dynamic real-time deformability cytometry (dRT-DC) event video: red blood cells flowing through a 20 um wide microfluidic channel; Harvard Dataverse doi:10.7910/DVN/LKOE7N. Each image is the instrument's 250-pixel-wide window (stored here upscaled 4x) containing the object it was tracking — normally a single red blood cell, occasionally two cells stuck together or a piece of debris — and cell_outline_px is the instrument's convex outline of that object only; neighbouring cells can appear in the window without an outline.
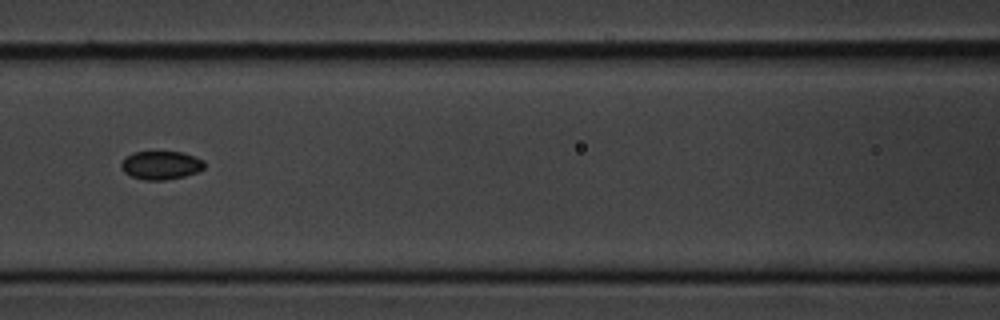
{"species": "common noctule bat (a hibernating species)", "species_latin": "Nyctalus noctula", "temperature_condition": "cold", "stored_images_in_passage": 11, "camera_frame_rate_fps": 3000, "um_per_image_px": 0.085, "animal": {"sex": "male", "body_mass_g": 20.1, "forearm_length_mm": 53.5}, "frame": {"image": 1, "passage_image": 7, "time_ms": 8.0, "image_size_px": [1000, 320], "cell_outline_px": [[204, 168], [196, 172], [184, 176], [164, 180], [144, 180], [132, 176], [124, 172], [120, 168], [120, 164], [132, 152], [184, 152], [204, 160]], "centroid_in_image_um": [13.68, 14.04], "position_along_channel_um": 152.9, "area_um2": 13.7}}
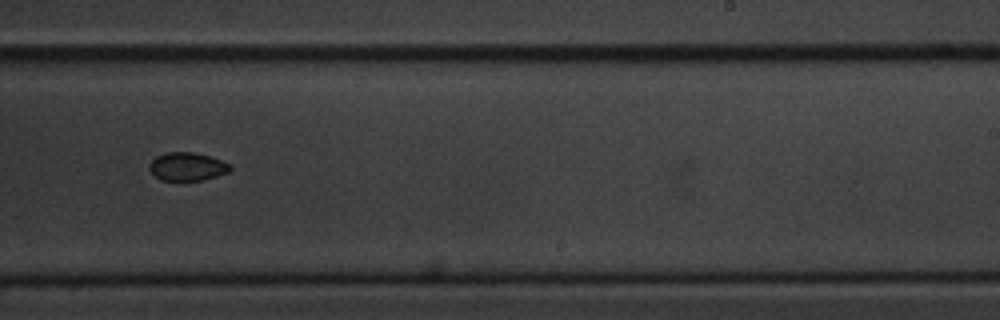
{"frame": {"image": 2, "passage_image": 10, "time_ms": 11.333, "image_size_px": [1000, 320], "cell_outline_px": [[232, 168], [228, 172], [216, 176], [200, 180], [160, 180], [148, 168], [148, 164], [156, 156], [164, 152], [192, 152], [208, 156], [220, 160], [228, 164]], "centroid_in_image_um": [15.87, 14.15], "position_along_channel_um": 273.1, "area_um2": 13.12}}
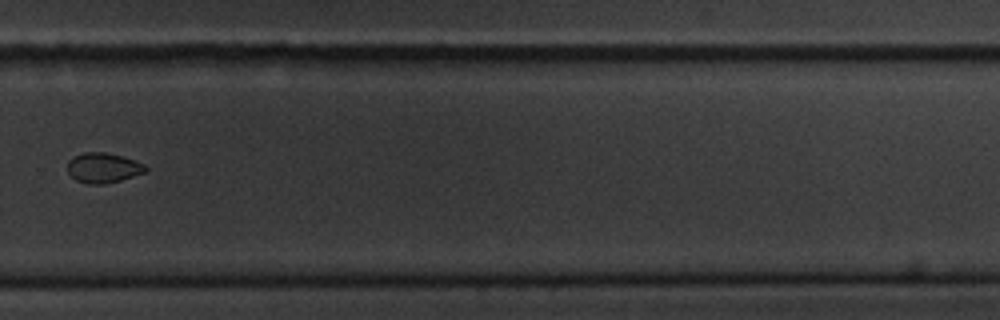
{"frame": {"image": 3, "passage_image": 11, "time_ms": 12.667, "image_size_px": [1000, 320], "cell_outline_px": [[148, 168], [144, 172], [120, 180], [104, 184], [88, 184], [76, 180], [68, 172], [68, 160], [72, 156], [84, 152], [104, 152], [120, 156], [144, 164]], "centroid_in_image_um": [8.73, 14.26], "position_along_channel_um": 321.1, "area_um2": 13.47}}